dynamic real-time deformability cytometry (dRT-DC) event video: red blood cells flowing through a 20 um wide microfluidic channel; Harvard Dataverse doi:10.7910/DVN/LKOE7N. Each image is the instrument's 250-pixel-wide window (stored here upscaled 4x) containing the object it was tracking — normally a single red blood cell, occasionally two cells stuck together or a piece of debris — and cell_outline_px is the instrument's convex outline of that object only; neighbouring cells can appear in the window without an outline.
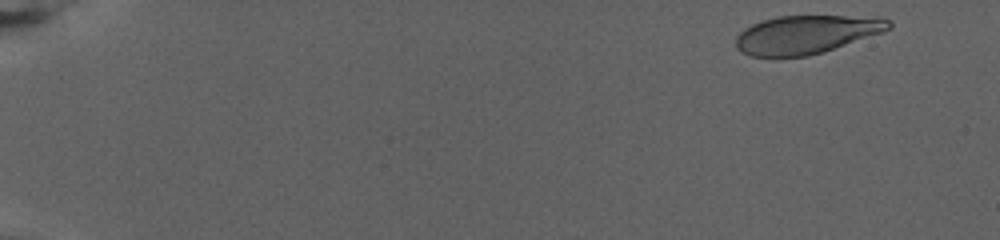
{"species": "human", "species_latin": "Homo sapiens", "temperature_condition": "warm", "stored_images_in_passage": 74, "camera_frame_rate_fps": 3000, "um_per_image_px": 0.085, "donor": {"sex": "female"}, "frame": {"image": 1, "passage_image": 3, "time_ms": 0.667, "image_size_px": [1000, 240], "cell_outline_px": [[892, 28], [884, 32], [824, 52], [808, 56], [752, 56], [736, 48], [736, 36], [744, 28], [760, 20], [780, 16], [880, 16], [888, 20], [892, 24]], "centroid_in_image_um": [68.58, 2.92], "position_along_channel_um": 16.4, "area_um2": 34.39}}
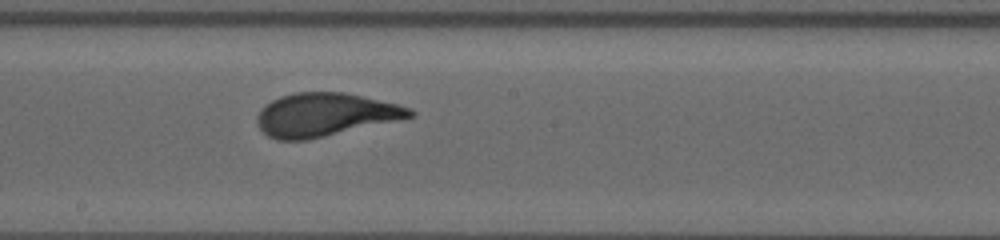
{"frame": {"image": 2, "passage_image": 43, "time_ms": 14.0, "image_size_px": [1000, 240], "cell_outline_px": [[416, 116], [308, 140], [276, 140], [268, 136], [256, 124], [256, 116], [272, 100], [280, 96], [296, 92], [344, 92], [396, 104], [412, 108], [416, 112]], "centroid_in_image_um": [27.63, 9.76], "position_along_channel_um": 220.6, "area_um2": 38.32}}
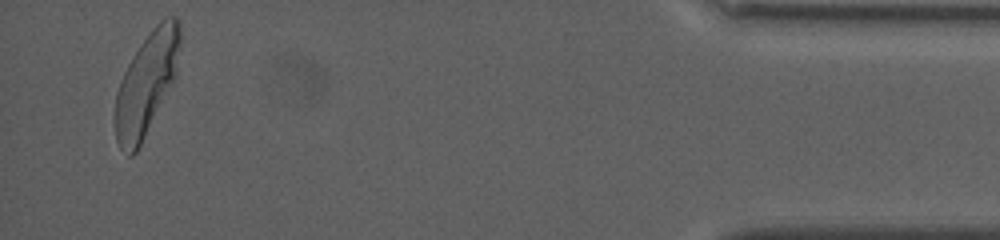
{"frame": {"image": 3, "passage_image": 72, "time_ms": 23.667, "image_size_px": [1000, 240], "cell_outline_px": [[180, 44], [176, 76], [136, 152], [132, 156], [128, 156], [120, 148], [116, 140], [112, 120], [112, 116], [116, 92], [120, 80], [132, 56], [140, 44], [152, 28], [164, 16], [176, 16], [180, 20]], "centroid_in_image_um": [12.41, 7.11], "position_along_channel_um": 422.8, "area_um2": 39.13}, "authors_computed_cell_mechanics": {"area_um2": 37.5122, "velocity_mm_per_s": 2.7603, "shape_relaxation_time_tau1_ms": 5.2965, "shape_relaxation_time_tau2_ms": null, "deformation_change_tau1": 0.2099, "deformation_change_tau2": null}}